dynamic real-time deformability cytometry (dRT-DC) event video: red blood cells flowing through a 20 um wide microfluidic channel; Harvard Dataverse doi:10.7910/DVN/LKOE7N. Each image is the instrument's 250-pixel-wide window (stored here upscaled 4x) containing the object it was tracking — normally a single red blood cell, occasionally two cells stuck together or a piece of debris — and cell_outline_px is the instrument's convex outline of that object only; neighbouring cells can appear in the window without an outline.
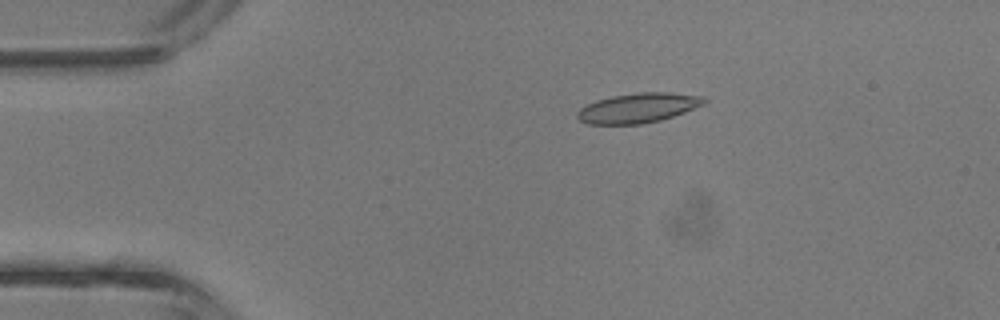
{"species": "common noctule bat (a hibernating species)", "species_latin": "Nyctalus noctula", "temperature_condition": "room temperature", "stored_images_in_passage": 12, "camera_frame_rate_fps": 3000, "um_per_image_px": 0.085, "animal": {"sex": "male", "body_mass_g": 13.3}, "frame": {"image": 1, "passage_image": 8, "time_ms": 2.333, "image_size_px": [1000, 320], "cell_outline_px": [[708, 100], [704, 104], [684, 112], [660, 120], [640, 124], [588, 124], [580, 120], [576, 116], [576, 112], [580, 108], [596, 100], [612, 96], [640, 92], [668, 92], [704, 96]], "centroid_in_image_um": [54.24, 9.17], "position_along_channel_um": 30.8, "area_um2": 21.91}}